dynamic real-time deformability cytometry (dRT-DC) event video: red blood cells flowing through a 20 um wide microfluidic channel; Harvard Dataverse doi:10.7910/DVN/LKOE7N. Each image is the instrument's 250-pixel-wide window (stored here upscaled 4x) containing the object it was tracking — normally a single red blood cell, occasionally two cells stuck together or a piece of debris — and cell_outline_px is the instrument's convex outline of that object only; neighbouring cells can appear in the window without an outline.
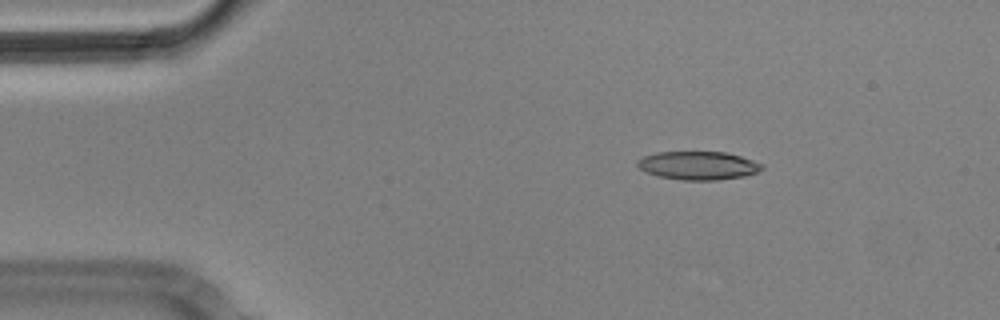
{"species": "Egyptian fruit bat (a non-hibernating species)", "species_latin": "Rousettus aegyptiacus", "temperature_condition": "cold", "stored_images_in_passage": 4, "camera_frame_rate_fps": 3000, "um_per_image_px": 0.085, "animal": {"sex": "male"}, "frame": {"image": 1, "passage_image": 2, "time_ms": 0.333, "image_size_px": [1000, 320], "cell_outline_px": [[764, 168], [756, 172], [744, 176], [716, 180], [680, 180], [656, 176], [640, 168], [636, 164], [644, 156], [656, 152], [724, 152], [740, 156], [764, 164]], "centroid_in_image_um": [59.36, 14.07], "position_along_channel_um": 25.6, "area_um2": 20.46}}